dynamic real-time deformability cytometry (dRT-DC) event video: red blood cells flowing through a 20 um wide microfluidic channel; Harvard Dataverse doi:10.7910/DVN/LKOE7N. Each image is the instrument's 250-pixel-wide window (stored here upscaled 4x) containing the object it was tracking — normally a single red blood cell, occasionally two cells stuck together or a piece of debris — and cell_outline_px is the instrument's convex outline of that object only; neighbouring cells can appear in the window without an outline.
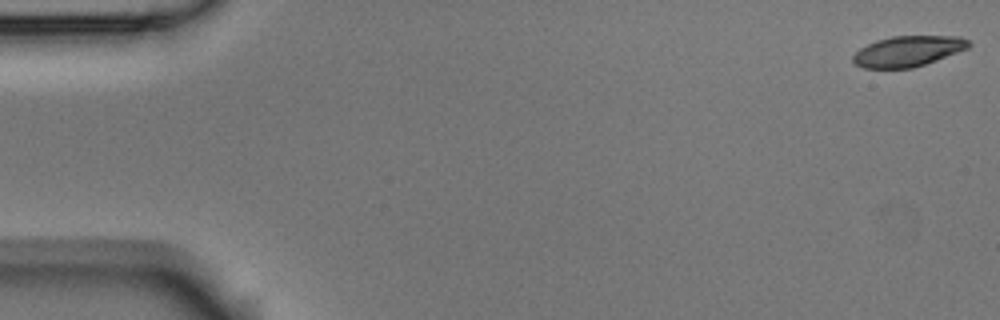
{"species": "Egyptian fruit bat (a non-hibernating species)", "species_latin": "Rousettus aegyptiacus", "temperature_condition": "room temperature", "stored_images_in_passage": 14, "camera_frame_rate_fps": 3000, "um_per_image_px": 0.085, "animal": {"sex": "male"}, "frame": {"image": 1, "passage_image": 1, "time_ms": 0.0, "image_size_px": [1000, 320], "cell_outline_px": [[972, 44], [968, 48], [936, 60], [912, 68], [864, 68], [856, 64], [852, 60], [852, 56], [860, 48], [876, 40], [892, 36], [960, 36], [968, 40]], "centroid_in_image_um": [77.17, 4.34], "position_along_channel_um": 7.8, "area_um2": 20.52}}